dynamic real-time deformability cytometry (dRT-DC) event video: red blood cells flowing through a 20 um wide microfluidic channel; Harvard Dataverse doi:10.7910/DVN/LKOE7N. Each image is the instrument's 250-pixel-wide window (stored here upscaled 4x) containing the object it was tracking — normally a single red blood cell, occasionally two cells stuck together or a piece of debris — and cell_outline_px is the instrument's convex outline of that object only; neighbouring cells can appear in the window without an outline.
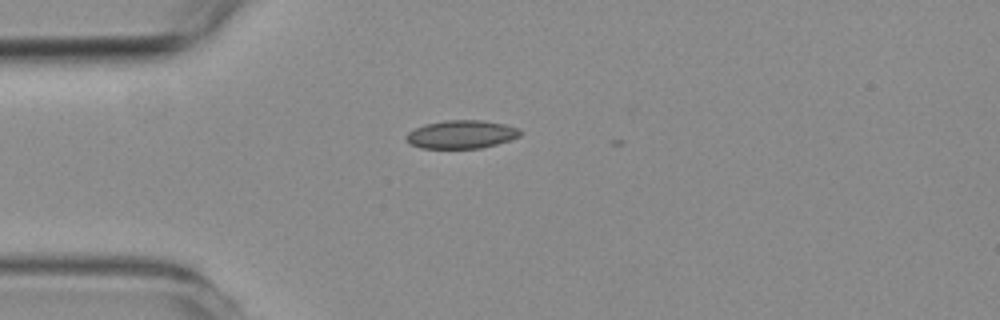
{"species": "common noctule bat (a hibernating species)", "species_latin": "Nyctalus noctula", "temperature_condition": "room temperature", "stored_images_in_passage": 3, "camera_frame_rate_fps": 3000, "um_per_image_px": 0.085, "animal": {"sex": "female", "body_mass_g": 19.3, "forearm_length_mm": 54.1}, "frame": {"image": 1, "passage_image": 1, "time_ms": 0.0, "image_size_px": [1000, 320], "cell_outline_px": [[520, 136], [496, 144], [480, 148], [420, 148], [408, 144], [404, 136], [408, 132], [424, 124], [444, 120], [480, 120], [504, 124], [520, 128]], "centroid_in_image_um": [39.17, 11.42], "position_along_channel_um": 45.8, "area_um2": 18.79}}